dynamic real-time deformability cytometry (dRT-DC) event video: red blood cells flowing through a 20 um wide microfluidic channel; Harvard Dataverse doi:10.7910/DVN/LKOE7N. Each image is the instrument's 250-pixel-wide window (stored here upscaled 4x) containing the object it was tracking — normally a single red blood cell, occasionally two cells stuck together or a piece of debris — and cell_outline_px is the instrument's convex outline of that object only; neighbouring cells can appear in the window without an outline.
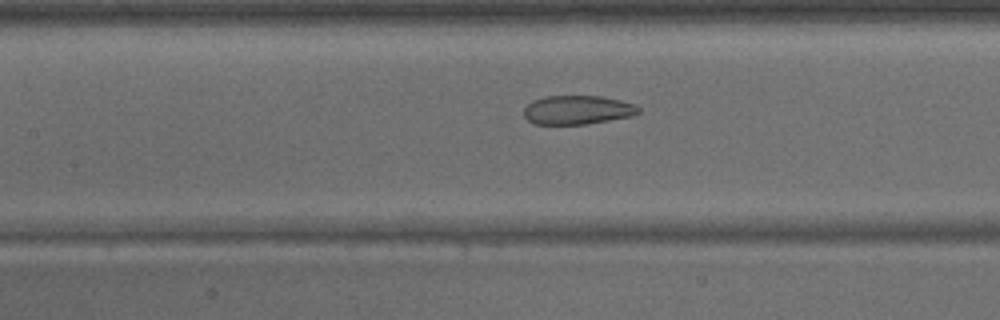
{"species": "common noctule bat (a hibernating species)", "species_latin": "Nyctalus noctula", "temperature_condition": "warm", "stored_images_in_passage": 31, "camera_frame_rate_fps": 3000, "um_per_image_px": 0.085, "animal": {"sex": "male", "body_mass_g": 15.6}, "frame": {"image": 1, "passage_image": 8, "time_ms": 2.333, "image_size_px": [1000, 320], "cell_outline_px": [[640, 112], [632, 116], [584, 124], [532, 124], [524, 116], [524, 108], [532, 100], [544, 96], [600, 96], [620, 100], [632, 104], [640, 108]], "centroid_in_image_um": [49.05, 9.34], "position_along_channel_um": 158.4, "area_um2": 19.25}}
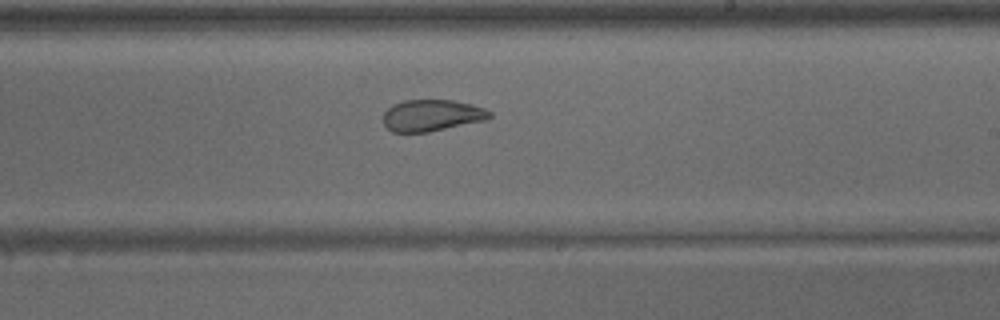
{"frame": {"image": 2, "passage_image": 14, "time_ms": 4.333, "image_size_px": [1000, 320], "cell_outline_px": [[492, 116], [484, 120], [428, 132], [392, 132], [384, 124], [384, 112], [392, 104], [404, 100], [452, 100], [472, 104], [484, 108], [492, 112]], "centroid_in_image_um": [36.7, 9.8], "position_along_channel_um": 252.3, "area_um2": 19.48}}
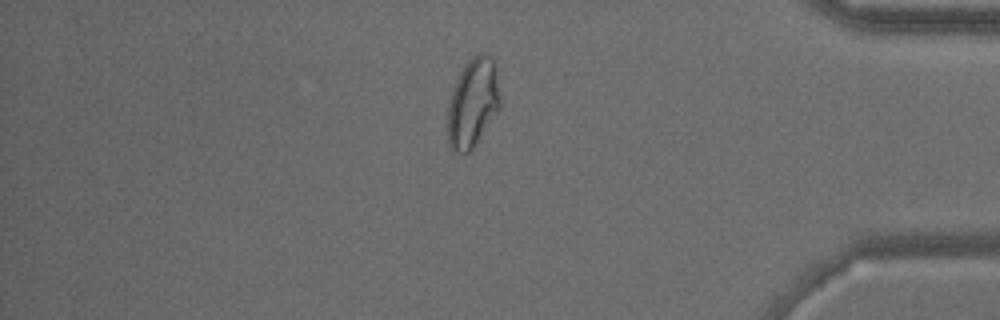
{"frame": {"image": 3, "passage_image": 25, "time_ms": 8.0, "image_size_px": [1000, 320], "cell_outline_px": [[500, 108], [472, 148], [468, 152], [456, 152], [448, 144], [448, 104], [456, 80], [464, 64], [472, 56], [480, 52], [484, 52], [492, 56], [496, 68], [500, 100]], "centroid_in_image_um": [40.2, 8.68], "position_along_channel_um": 395.0, "area_um2": 27.05}}